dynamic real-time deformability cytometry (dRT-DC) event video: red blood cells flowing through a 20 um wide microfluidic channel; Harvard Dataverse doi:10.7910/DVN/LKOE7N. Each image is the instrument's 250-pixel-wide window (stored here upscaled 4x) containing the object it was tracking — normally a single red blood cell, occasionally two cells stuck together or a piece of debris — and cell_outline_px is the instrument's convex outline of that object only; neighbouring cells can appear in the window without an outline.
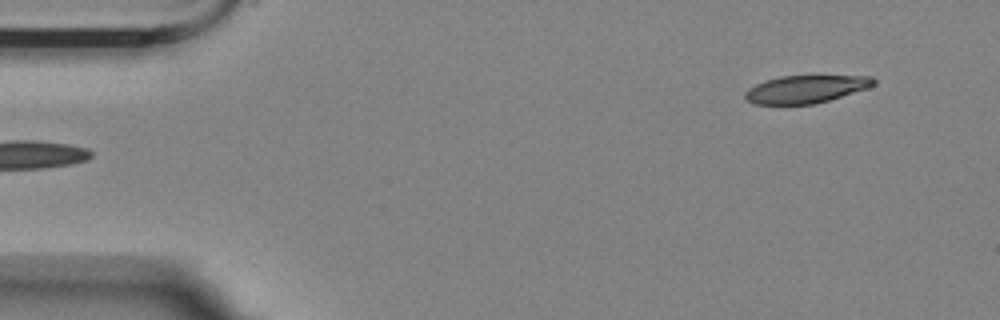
{"species": "Egyptian fruit bat (a non-hibernating species)", "species_latin": "Rousettus aegyptiacus", "temperature_condition": "room temperature", "stored_images_in_passage": 4, "segment_of_instrument_passage": [2, 2], "camera_frame_rate_fps": 3000, "um_per_image_px": 0.085, "animal": {"sex": "female"}, "frame": {"image": 1, "passage_image": 4, "time_ms": 1.0, "image_size_px": [1000, 320], "cell_outline_px": [[876, 84], [868, 88], [816, 104], [752, 104], [744, 96], [744, 92], [748, 88], [756, 84], [780, 76], [872, 76], [876, 80]], "centroid_in_image_um": [68.5, 7.58], "position_along_channel_um": 16.5, "area_um2": 20.69}}